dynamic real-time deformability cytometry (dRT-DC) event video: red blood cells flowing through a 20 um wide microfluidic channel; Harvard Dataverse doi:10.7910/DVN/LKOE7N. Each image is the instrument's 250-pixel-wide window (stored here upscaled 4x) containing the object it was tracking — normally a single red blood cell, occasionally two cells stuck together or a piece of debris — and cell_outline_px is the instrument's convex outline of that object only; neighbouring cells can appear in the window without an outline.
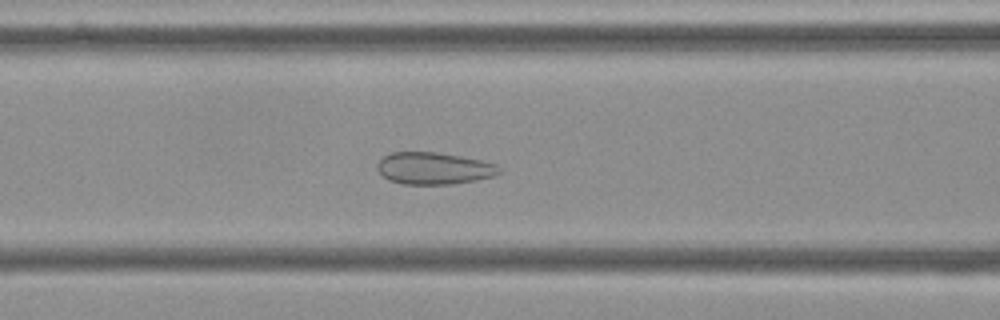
{"species": "Egyptian fruit bat (a non-hibernating species)", "species_latin": "Rousettus aegyptiacus", "temperature_condition": "cold", "stored_images_in_passage": 55, "camera_frame_rate_fps": 3000, "um_per_image_px": 0.085, "frame": {"image": 1, "passage_image": 22, "time_ms": 7.0, "image_size_px": [1000, 320], "cell_outline_px": [[500, 172], [496, 176], [476, 180], [452, 184], [404, 184], [388, 180], [376, 168], [376, 164], [384, 156], [392, 152], [436, 152], [460, 156], [480, 160], [496, 164], [500, 168]], "centroid_in_image_um": [36.88, 14.31], "position_along_channel_um": 129.7, "area_um2": 22.72}}
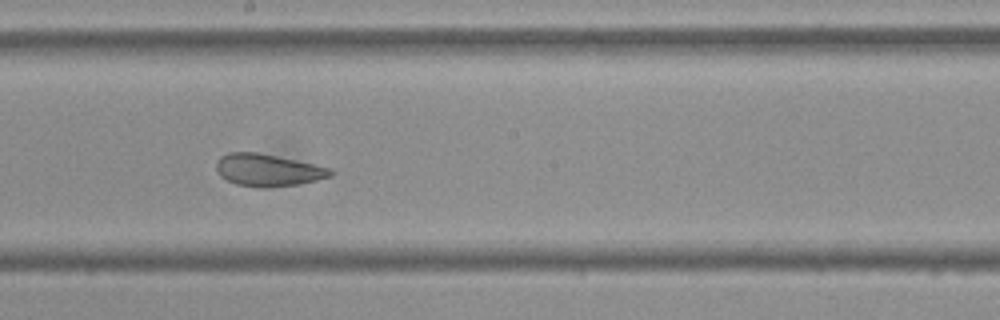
{"frame": {"image": 2, "passage_image": 30, "time_ms": 9.667, "image_size_px": [1000, 320], "cell_outline_px": [[336, 172], [332, 176], [316, 180], [296, 184], [264, 188], [260, 188], [236, 184], [220, 176], [216, 168], [216, 160], [220, 156], [228, 152], [256, 152], [276, 156], [332, 168]], "centroid_in_image_um": [22.77, 14.45], "position_along_channel_um": 225.4, "area_um2": 21.44}}
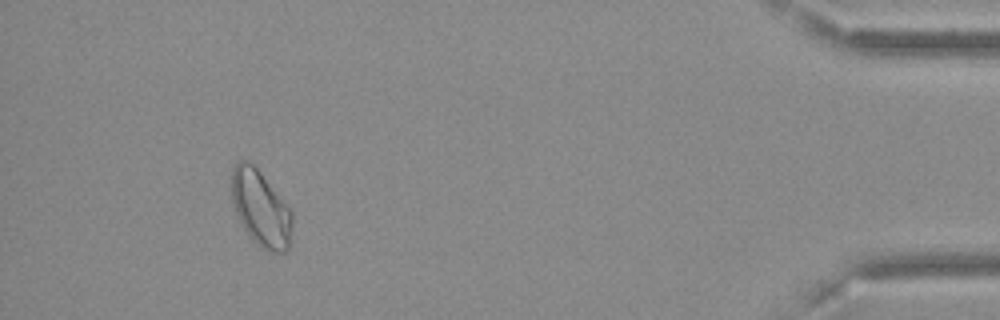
{"frame": {"image": 3, "passage_image": 51, "time_ms": 16.667, "image_size_px": [1000, 320], "cell_outline_px": [[292, 224], [288, 248], [284, 252], [272, 252], [260, 248], [252, 240], [244, 228], [236, 212], [232, 200], [232, 168], [236, 160], [248, 160], [260, 172], [292, 212]], "centroid_in_image_um": [22.14, 17.71], "position_along_channel_um": 413.1, "area_um2": 26.47}, "authors_computed_cell_mechanics": {"area_um2": 24.3916, "velocity_mm_per_s": 3.5916, "shape_relaxation_time_tau1_ms": null, "shape_relaxation_time_tau2_ms": 1.1309, "deformation_change_tau1": null, "deformation_change_tau2": 0.0671}}